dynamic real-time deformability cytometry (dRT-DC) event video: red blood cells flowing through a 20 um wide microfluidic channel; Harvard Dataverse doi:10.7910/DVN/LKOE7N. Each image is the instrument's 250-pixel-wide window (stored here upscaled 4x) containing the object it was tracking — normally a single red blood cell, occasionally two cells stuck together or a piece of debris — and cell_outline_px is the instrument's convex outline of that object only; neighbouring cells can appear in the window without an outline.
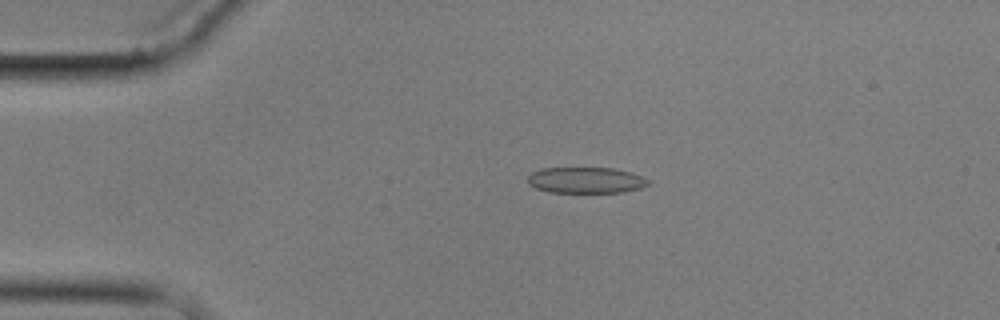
{"species": "common noctule bat (a hibernating species)", "species_latin": "Nyctalus noctula", "temperature_condition": "cold", "stored_images_in_passage": 6, "camera_frame_rate_fps": 3000, "um_per_image_px": 0.085, "animal": {"sex": "male", "body_mass_g": 17.9}, "frame": {"image": 1, "passage_image": 4, "time_ms": 3.333, "image_size_px": [1000, 320], "cell_outline_px": [[652, 184], [640, 188], [624, 192], [548, 192], [536, 188], [528, 184], [528, 176], [532, 172], [540, 168], [612, 168], [632, 172], [644, 176], [652, 180]], "centroid_in_image_um": [49.86, 15.31], "position_along_channel_um": 35.1, "area_um2": 18.55}}